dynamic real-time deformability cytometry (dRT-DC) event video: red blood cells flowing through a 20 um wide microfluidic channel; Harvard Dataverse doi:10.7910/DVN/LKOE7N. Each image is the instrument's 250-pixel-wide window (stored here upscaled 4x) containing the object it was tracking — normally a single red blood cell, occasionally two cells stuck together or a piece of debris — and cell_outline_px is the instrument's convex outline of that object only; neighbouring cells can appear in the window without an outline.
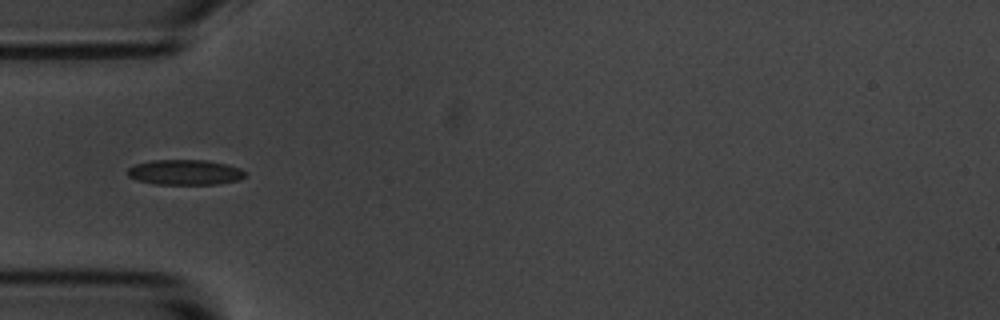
{"species": "common noctule bat (a hibernating species)", "species_latin": "Nyctalus noctula", "temperature_condition": "room temperature", "stored_images_in_passage": 18, "camera_frame_rate_fps": 3000, "um_per_image_px": 0.085, "animal": {"sex": "male", "body_mass_g": 20.1, "forearm_length_mm": 53.5}, "frame": {"image": 1, "passage_image": 1, "time_ms": 0.0, "image_size_px": [1000, 320], "cell_outline_px": [[248, 172], [240, 180], [220, 184], [152, 184], [136, 180], [128, 176], [128, 168], [136, 164], [152, 160], [204, 160], [228, 164], [240, 168]], "centroid_in_image_um": [15.75, 14.65], "position_along_channel_um": 69.2, "area_um2": 17.46}}
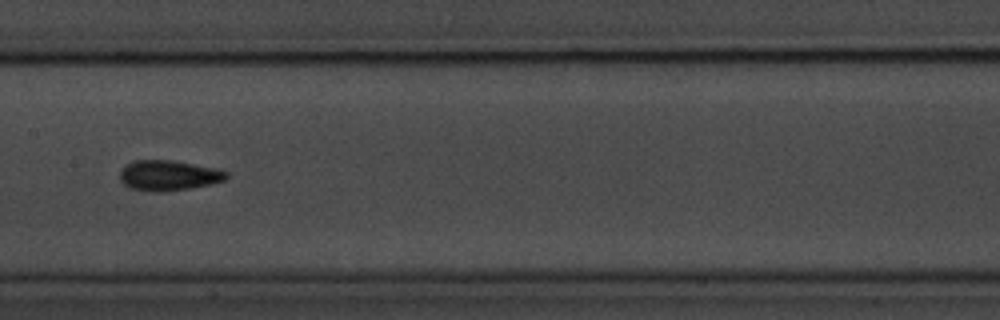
{"frame": {"image": 2, "passage_image": 11, "time_ms": 3.333, "image_size_px": [1000, 320], "cell_outline_px": [[228, 176], [224, 180], [212, 184], [192, 188], [164, 192], [156, 192], [128, 188], [120, 180], [120, 172], [128, 164], [136, 160], [168, 160], [192, 164], [212, 168], [228, 172]], "centroid_in_image_um": [14.31, 14.93], "position_along_channel_um": 193.1, "area_um2": 18.61}}